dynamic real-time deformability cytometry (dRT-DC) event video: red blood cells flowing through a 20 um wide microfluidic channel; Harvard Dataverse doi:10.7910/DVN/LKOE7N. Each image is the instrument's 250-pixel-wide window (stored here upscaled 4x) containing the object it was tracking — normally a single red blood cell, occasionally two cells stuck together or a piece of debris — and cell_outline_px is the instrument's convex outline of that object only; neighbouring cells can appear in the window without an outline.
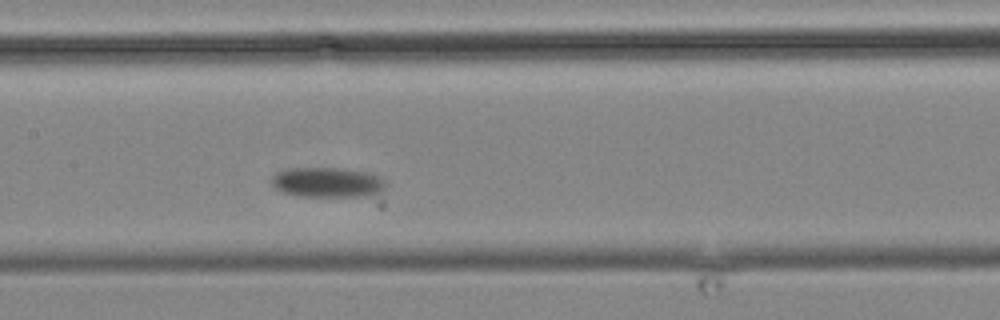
{"species": "common noctule bat (a hibernating species)", "species_latin": "Nyctalus noctula", "temperature_condition": "cold", "stored_images_in_passage": 5, "camera_frame_rate_fps": 3000, "um_per_image_px": 0.085, "animal": {"sex": "male", "body_mass_g": 19.2, "forearm_length_mm": 51.8}, "frame": {"image": 1, "passage_image": 5, "time_ms": 4.667, "image_size_px": [1000, 320], "cell_outline_px": [[384, 208], [380, 208], [296, 196], [280, 192], [272, 188], [272, 176], [276, 172], [288, 168], [344, 168], [368, 172], [380, 176], [384, 180]], "centroid_in_image_um": [28.23, 15.76], "position_along_channel_um": 179.2, "area_um2": 24.57}}